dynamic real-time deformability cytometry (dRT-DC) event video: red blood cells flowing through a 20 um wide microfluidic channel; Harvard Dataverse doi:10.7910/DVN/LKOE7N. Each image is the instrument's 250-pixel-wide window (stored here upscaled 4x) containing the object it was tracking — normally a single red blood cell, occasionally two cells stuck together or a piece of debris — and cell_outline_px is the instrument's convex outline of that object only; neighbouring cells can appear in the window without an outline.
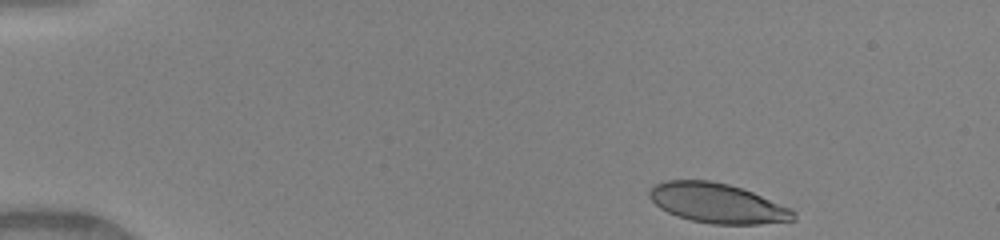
{"species": "human", "species_latin": "Homo sapiens", "temperature_condition": "warm", "stored_images_in_passage": 37, "camera_frame_rate_fps": 3000, "um_per_image_px": 0.085, "donor": {"sex": "female"}, "frame": {"image": 1, "passage_image": 1, "time_ms": 0.0, "image_size_px": [1000, 240], "cell_outline_px": [[796, 220], [760, 224], [712, 224], [692, 220], [668, 212], [660, 208], [648, 196], [648, 192], [656, 184], [664, 180], [708, 180], [728, 184], [752, 192], [792, 208], [796, 212]], "centroid_in_image_um": [61.01, 17.27], "position_along_channel_um": 24.0, "area_um2": 33.23}}
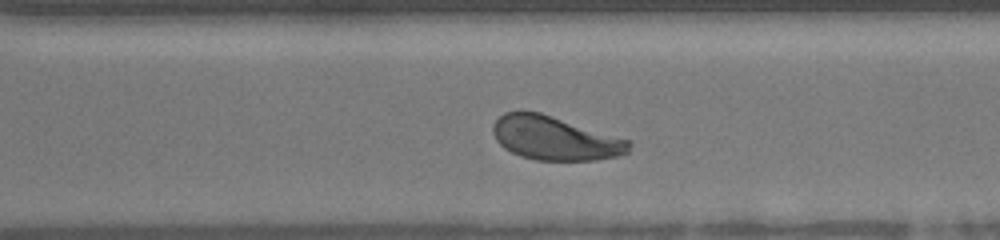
{"frame": {"image": 2, "passage_image": 30, "time_ms": 9.667, "image_size_px": [1000, 240], "cell_outline_px": [[632, 144], [628, 152], [616, 156], [596, 160], [536, 160], [520, 156], [504, 148], [496, 140], [492, 132], [492, 124], [504, 112], [540, 112], [632, 140]], "centroid_in_image_um": [47.18, 11.75], "position_along_channel_um": 323.4, "area_um2": 34.8}}
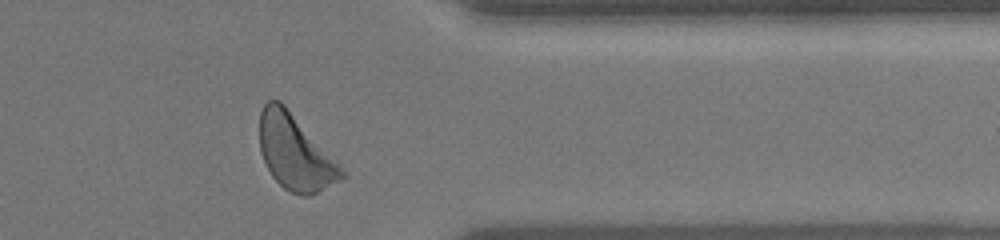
{"frame": {"image": 3, "passage_image": 35, "time_ms": 11.333, "image_size_px": [1000, 240], "cell_outline_px": [[348, 176], [308, 196], [304, 196], [292, 192], [284, 188], [272, 176], [260, 152], [260, 112], [264, 104], [268, 100], [280, 100], [284, 104], [348, 172]], "centroid_in_image_um": [25.11, 12.95], "position_along_channel_um": 386.3, "area_um2": 35.72}, "authors_computed_cell_mechanics": {"area_um2": 35.4892, "velocity_mm_per_s": 4.1288, "shape_relaxation_time_tau1_ms": 2.2127, "shape_relaxation_time_tau2_ms": null, "deformation_change_tau1": 0.152, "deformation_change_tau2": null}}